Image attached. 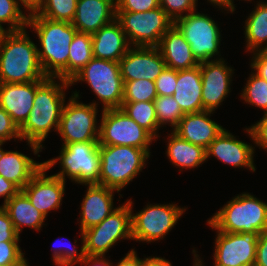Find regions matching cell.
Returning <instances> with one entry per match:
<instances>
[{
    "label": "cell",
    "mask_w": 267,
    "mask_h": 266,
    "mask_svg": "<svg viewBox=\"0 0 267 266\" xmlns=\"http://www.w3.org/2000/svg\"><path fill=\"white\" fill-rule=\"evenodd\" d=\"M69 87H71L70 82L67 80L47 77L36 88L32 111L19 128V132L22 141L25 140L34 155L38 157L45 148L42 143L49 133L58 132L62 110L66 102L65 90H68Z\"/></svg>",
    "instance_id": "1"
},
{
    "label": "cell",
    "mask_w": 267,
    "mask_h": 266,
    "mask_svg": "<svg viewBox=\"0 0 267 266\" xmlns=\"http://www.w3.org/2000/svg\"><path fill=\"white\" fill-rule=\"evenodd\" d=\"M37 34L41 48L38 58L46 77L67 80V65L70 44L77 32L72 23L53 21L37 13L28 18L27 28Z\"/></svg>",
    "instance_id": "2"
},
{
    "label": "cell",
    "mask_w": 267,
    "mask_h": 266,
    "mask_svg": "<svg viewBox=\"0 0 267 266\" xmlns=\"http://www.w3.org/2000/svg\"><path fill=\"white\" fill-rule=\"evenodd\" d=\"M26 30L6 31L1 39L0 83H26L47 78L39 62L38 46Z\"/></svg>",
    "instance_id": "3"
},
{
    "label": "cell",
    "mask_w": 267,
    "mask_h": 266,
    "mask_svg": "<svg viewBox=\"0 0 267 266\" xmlns=\"http://www.w3.org/2000/svg\"><path fill=\"white\" fill-rule=\"evenodd\" d=\"M208 222L226 233H263L267 231V202L242 192L226 202Z\"/></svg>",
    "instance_id": "4"
},
{
    "label": "cell",
    "mask_w": 267,
    "mask_h": 266,
    "mask_svg": "<svg viewBox=\"0 0 267 266\" xmlns=\"http://www.w3.org/2000/svg\"><path fill=\"white\" fill-rule=\"evenodd\" d=\"M99 185L121 192L146 168L150 150L121 145H99Z\"/></svg>",
    "instance_id": "5"
},
{
    "label": "cell",
    "mask_w": 267,
    "mask_h": 266,
    "mask_svg": "<svg viewBox=\"0 0 267 266\" xmlns=\"http://www.w3.org/2000/svg\"><path fill=\"white\" fill-rule=\"evenodd\" d=\"M56 158L44 161L49 171L59 161L61 169L56 174L66 181V178L76 184H98L100 177V154L98 141L76 142L62 145Z\"/></svg>",
    "instance_id": "6"
},
{
    "label": "cell",
    "mask_w": 267,
    "mask_h": 266,
    "mask_svg": "<svg viewBox=\"0 0 267 266\" xmlns=\"http://www.w3.org/2000/svg\"><path fill=\"white\" fill-rule=\"evenodd\" d=\"M69 82L70 86L86 82L103 104L102 110L122 107L124 82L119 62L93 57Z\"/></svg>",
    "instance_id": "7"
},
{
    "label": "cell",
    "mask_w": 267,
    "mask_h": 266,
    "mask_svg": "<svg viewBox=\"0 0 267 266\" xmlns=\"http://www.w3.org/2000/svg\"><path fill=\"white\" fill-rule=\"evenodd\" d=\"M79 98V91L76 90L67 100V104H64L57 132L63 140L62 145L99 141L100 124L97 123V114L100 104L95 100L85 104Z\"/></svg>",
    "instance_id": "8"
},
{
    "label": "cell",
    "mask_w": 267,
    "mask_h": 266,
    "mask_svg": "<svg viewBox=\"0 0 267 266\" xmlns=\"http://www.w3.org/2000/svg\"><path fill=\"white\" fill-rule=\"evenodd\" d=\"M131 199L106 217L100 224L83 231L86 255L106 256V253L121 240H132Z\"/></svg>",
    "instance_id": "9"
},
{
    "label": "cell",
    "mask_w": 267,
    "mask_h": 266,
    "mask_svg": "<svg viewBox=\"0 0 267 266\" xmlns=\"http://www.w3.org/2000/svg\"><path fill=\"white\" fill-rule=\"evenodd\" d=\"M174 25L190 44L191 51L199 63L223 59L219 51L222 30L220 31L219 25L212 17L194 11L176 20Z\"/></svg>",
    "instance_id": "10"
},
{
    "label": "cell",
    "mask_w": 267,
    "mask_h": 266,
    "mask_svg": "<svg viewBox=\"0 0 267 266\" xmlns=\"http://www.w3.org/2000/svg\"><path fill=\"white\" fill-rule=\"evenodd\" d=\"M116 20L130 46L157 47L164 33L174 25L161 7L145 12H116Z\"/></svg>",
    "instance_id": "11"
},
{
    "label": "cell",
    "mask_w": 267,
    "mask_h": 266,
    "mask_svg": "<svg viewBox=\"0 0 267 266\" xmlns=\"http://www.w3.org/2000/svg\"><path fill=\"white\" fill-rule=\"evenodd\" d=\"M141 211L131 210L132 240L152 243L165 239L188 207L177 204H148ZM167 234V235H166Z\"/></svg>",
    "instance_id": "12"
},
{
    "label": "cell",
    "mask_w": 267,
    "mask_h": 266,
    "mask_svg": "<svg viewBox=\"0 0 267 266\" xmlns=\"http://www.w3.org/2000/svg\"><path fill=\"white\" fill-rule=\"evenodd\" d=\"M101 113L99 145H121L150 150L151 144L157 141L122 109H107Z\"/></svg>",
    "instance_id": "13"
},
{
    "label": "cell",
    "mask_w": 267,
    "mask_h": 266,
    "mask_svg": "<svg viewBox=\"0 0 267 266\" xmlns=\"http://www.w3.org/2000/svg\"><path fill=\"white\" fill-rule=\"evenodd\" d=\"M216 231L214 239V266H254L259 233H226Z\"/></svg>",
    "instance_id": "14"
},
{
    "label": "cell",
    "mask_w": 267,
    "mask_h": 266,
    "mask_svg": "<svg viewBox=\"0 0 267 266\" xmlns=\"http://www.w3.org/2000/svg\"><path fill=\"white\" fill-rule=\"evenodd\" d=\"M202 76V104L203 109L215 112L224 99L229 96L234 74L233 67H229L224 59L211 60L200 63Z\"/></svg>",
    "instance_id": "15"
},
{
    "label": "cell",
    "mask_w": 267,
    "mask_h": 266,
    "mask_svg": "<svg viewBox=\"0 0 267 266\" xmlns=\"http://www.w3.org/2000/svg\"><path fill=\"white\" fill-rule=\"evenodd\" d=\"M119 65L123 81H155L167 67L159 48L149 46H131Z\"/></svg>",
    "instance_id": "16"
},
{
    "label": "cell",
    "mask_w": 267,
    "mask_h": 266,
    "mask_svg": "<svg viewBox=\"0 0 267 266\" xmlns=\"http://www.w3.org/2000/svg\"><path fill=\"white\" fill-rule=\"evenodd\" d=\"M47 171L43 165L21 190L45 217L51 210L61 208L67 182L53 174L48 176Z\"/></svg>",
    "instance_id": "17"
},
{
    "label": "cell",
    "mask_w": 267,
    "mask_h": 266,
    "mask_svg": "<svg viewBox=\"0 0 267 266\" xmlns=\"http://www.w3.org/2000/svg\"><path fill=\"white\" fill-rule=\"evenodd\" d=\"M255 147L245 141L238 140L230 131L224 129L206 149V159L215 157L223 164L233 168H246L256 171L254 163Z\"/></svg>",
    "instance_id": "18"
},
{
    "label": "cell",
    "mask_w": 267,
    "mask_h": 266,
    "mask_svg": "<svg viewBox=\"0 0 267 266\" xmlns=\"http://www.w3.org/2000/svg\"><path fill=\"white\" fill-rule=\"evenodd\" d=\"M86 193L81 203L80 232L100 224L118 207H114V192L118 191L98 184L84 185Z\"/></svg>",
    "instance_id": "19"
},
{
    "label": "cell",
    "mask_w": 267,
    "mask_h": 266,
    "mask_svg": "<svg viewBox=\"0 0 267 266\" xmlns=\"http://www.w3.org/2000/svg\"><path fill=\"white\" fill-rule=\"evenodd\" d=\"M43 81L26 83H0V107L20 128L32 111L36 88Z\"/></svg>",
    "instance_id": "20"
},
{
    "label": "cell",
    "mask_w": 267,
    "mask_h": 266,
    "mask_svg": "<svg viewBox=\"0 0 267 266\" xmlns=\"http://www.w3.org/2000/svg\"><path fill=\"white\" fill-rule=\"evenodd\" d=\"M213 111L203 110L190 114H184L175 134L188 142L207 149L209 144L225 129L211 118Z\"/></svg>",
    "instance_id": "21"
},
{
    "label": "cell",
    "mask_w": 267,
    "mask_h": 266,
    "mask_svg": "<svg viewBox=\"0 0 267 266\" xmlns=\"http://www.w3.org/2000/svg\"><path fill=\"white\" fill-rule=\"evenodd\" d=\"M116 19V0H78L71 22L78 32L94 34Z\"/></svg>",
    "instance_id": "22"
},
{
    "label": "cell",
    "mask_w": 267,
    "mask_h": 266,
    "mask_svg": "<svg viewBox=\"0 0 267 266\" xmlns=\"http://www.w3.org/2000/svg\"><path fill=\"white\" fill-rule=\"evenodd\" d=\"M93 57L119 62L131 47L120 23L115 19L91 35Z\"/></svg>",
    "instance_id": "23"
},
{
    "label": "cell",
    "mask_w": 267,
    "mask_h": 266,
    "mask_svg": "<svg viewBox=\"0 0 267 266\" xmlns=\"http://www.w3.org/2000/svg\"><path fill=\"white\" fill-rule=\"evenodd\" d=\"M157 47L170 69H191L200 64L194 57L190 44L175 25L164 33Z\"/></svg>",
    "instance_id": "24"
},
{
    "label": "cell",
    "mask_w": 267,
    "mask_h": 266,
    "mask_svg": "<svg viewBox=\"0 0 267 266\" xmlns=\"http://www.w3.org/2000/svg\"><path fill=\"white\" fill-rule=\"evenodd\" d=\"M202 76L200 64L191 69L177 71L175 92L172 95L184 114L203 111Z\"/></svg>",
    "instance_id": "25"
},
{
    "label": "cell",
    "mask_w": 267,
    "mask_h": 266,
    "mask_svg": "<svg viewBox=\"0 0 267 266\" xmlns=\"http://www.w3.org/2000/svg\"><path fill=\"white\" fill-rule=\"evenodd\" d=\"M43 165V162H36L33 158L17 150H3L0 145V175L15 184L20 190Z\"/></svg>",
    "instance_id": "26"
},
{
    "label": "cell",
    "mask_w": 267,
    "mask_h": 266,
    "mask_svg": "<svg viewBox=\"0 0 267 266\" xmlns=\"http://www.w3.org/2000/svg\"><path fill=\"white\" fill-rule=\"evenodd\" d=\"M166 156L170 163L180 169L198 168L206 159V149L202 146L192 144L187 140L182 139L173 131L167 137Z\"/></svg>",
    "instance_id": "27"
},
{
    "label": "cell",
    "mask_w": 267,
    "mask_h": 266,
    "mask_svg": "<svg viewBox=\"0 0 267 266\" xmlns=\"http://www.w3.org/2000/svg\"><path fill=\"white\" fill-rule=\"evenodd\" d=\"M7 211L14 228L20 236L23 227L40 231L46 217L40 213L30 202L27 196L20 190L3 206Z\"/></svg>",
    "instance_id": "28"
},
{
    "label": "cell",
    "mask_w": 267,
    "mask_h": 266,
    "mask_svg": "<svg viewBox=\"0 0 267 266\" xmlns=\"http://www.w3.org/2000/svg\"><path fill=\"white\" fill-rule=\"evenodd\" d=\"M244 24L245 52H257L267 45V1H256Z\"/></svg>",
    "instance_id": "29"
},
{
    "label": "cell",
    "mask_w": 267,
    "mask_h": 266,
    "mask_svg": "<svg viewBox=\"0 0 267 266\" xmlns=\"http://www.w3.org/2000/svg\"><path fill=\"white\" fill-rule=\"evenodd\" d=\"M92 58L91 34L77 31L69 48L67 81H70Z\"/></svg>",
    "instance_id": "30"
},
{
    "label": "cell",
    "mask_w": 267,
    "mask_h": 266,
    "mask_svg": "<svg viewBox=\"0 0 267 266\" xmlns=\"http://www.w3.org/2000/svg\"><path fill=\"white\" fill-rule=\"evenodd\" d=\"M121 109L155 139L159 136V124L153 101L122 102Z\"/></svg>",
    "instance_id": "31"
},
{
    "label": "cell",
    "mask_w": 267,
    "mask_h": 266,
    "mask_svg": "<svg viewBox=\"0 0 267 266\" xmlns=\"http://www.w3.org/2000/svg\"><path fill=\"white\" fill-rule=\"evenodd\" d=\"M249 75L241 90L240 99L244 103L260 108L264 111V115H267V81L252 70Z\"/></svg>",
    "instance_id": "32"
},
{
    "label": "cell",
    "mask_w": 267,
    "mask_h": 266,
    "mask_svg": "<svg viewBox=\"0 0 267 266\" xmlns=\"http://www.w3.org/2000/svg\"><path fill=\"white\" fill-rule=\"evenodd\" d=\"M153 103L156 110L159 128L169 125L172 128L170 131H173L184 116L178 102L172 95H165L157 96Z\"/></svg>",
    "instance_id": "33"
},
{
    "label": "cell",
    "mask_w": 267,
    "mask_h": 266,
    "mask_svg": "<svg viewBox=\"0 0 267 266\" xmlns=\"http://www.w3.org/2000/svg\"><path fill=\"white\" fill-rule=\"evenodd\" d=\"M28 18L29 15L22 10L18 0H0V27L3 28L4 23H8L5 31L26 29Z\"/></svg>",
    "instance_id": "34"
},
{
    "label": "cell",
    "mask_w": 267,
    "mask_h": 266,
    "mask_svg": "<svg viewBox=\"0 0 267 266\" xmlns=\"http://www.w3.org/2000/svg\"><path fill=\"white\" fill-rule=\"evenodd\" d=\"M78 0H46L44 6L37 13L53 21L72 22L77 7Z\"/></svg>",
    "instance_id": "35"
},
{
    "label": "cell",
    "mask_w": 267,
    "mask_h": 266,
    "mask_svg": "<svg viewBox=\"0 0 267 266\" xmlns=\"http://www.w3.org/2000/svg\"><path fill=\"white\" fill-rule=\"evenodd\" d=\"M123 82V102L154 101V99L158 96L155 81L139 79Z\"/></svg>",
    "instance_id": "36"
},
{
    "label": "cell",
    "mask_w": 267,
    "mask_h": 266,
    "mask_svg": "<svg viewBox=\"0 0 267 266\" xmlns=\"http://www.w3.org/2000/svg\"><path fill=\"white\" fill-rule=\"evenodd\" d=\"M80 236H81V248L78 251L77 248V240H74V246L68 243L67 244H61L59 247H53L51 248L52 252V259H53V263L56 266H75L76 264H78L79 262H81L83 260V258L85 257V249H84V237H83V232H80ZM60 244V243H59ZM57 244V245H59ZM65 245V246H64Z\"/></svg>",
    "instance_id": "37"
},
{
    "label": "cell",
    "mask_w": 267,
    "mask_h": 266,
    "mask_svg": "<svg viewBox=\"0 0 267 266\" xmlns=\"http://www.w3.org/2000/svg\"><path fill=\"white\" fill-rule=\"evenodd\" d=\"M197 0H160V7L175 22L191 12L197 11Z\"/></svg>",
    "instance_id": "38"
},
{
    "label": "cell",
    "mask_w": 267,
    "mask_h": 266,
    "mask_svg": "<svg viewBox=\"0 0 267 266\" xmlns=\"http://www.w3.org/2000/svg\"><path fill=\"white\" fill-rule=\"evenodd\" d=\"M24 255L18 242H0V266H22Z\"/></svg>",
    "instance_id": "39"
},
{
    "label": "cell",
    "mask_w": 267,
    "mask_h": 266,
    "mask_svg": "<svg viewBox=\"0 0 267 266\" xmlns=\"http://www.w3.org/2000/svg\"><path fill=\"white\" fill-rule=\"evenodd\" d=\"M20 140L19 127L14 123L10 115L0 107V145L11 140Z\"/></svg>",
    "instance_id": "40"
},
{
    "label": "cell",
    "mask_w": 267,
    "mask_h": 266,
    "mask_svg": "<svg viewBox=\"0 0 267 266\" xmlns=\"http://www.w3.org/2000/svg\"><path fill=\"white\" fill-rule=\"evenodd\" d=\"M177 82V70L166 67L155 80L158 96H170L175 92Z\"/></svg>",
    "instance_id": "41"
},
{
    "label": "cell",
    "mask_w": 267,
    "mask_h": 266,
    "mask_svg": "<svg viewBox=\"0 0 267 266\" xmlns=\"http://www.w3.org/2000/svg\"><path fill=\"white\" fill-rule=\"evenodd\" d=\"M251 125L250 127L246 126L244 132L249 135L255 147L265 149L267 152V115L263 114V117L259 121Z\"/></svg>",
    "instance_id": "42"
},
{
    "label": "cell",
    "mask_w": 267,
    "mask_h": 266,
    "mask_svg": "<svg viewBox=\"0 0 267 266\" xmlns=\"http://www.w3.org/2000/svg\"><path fill=\"white\" fill-rule=\"evenodd\" d=\"M160 7V0H116V12H145Z\"/></svg>",
    "instance_id": "43"
},
{
    "label": "cell",
    "mask_w": 267,
    "mask_h": 266,
    "mask_svg": "<svg viewBox=\"0 0 267 266\" xmlns=\"http://www.w3.org/2000/svg\"><path fill=\"white\" fill-rule=\"evenodd\" d=\"M20 236L16 232L7 211L0 206V242H19Z\"/></svg>",
    "instance_id": "44"
},
{
    "label": "cell",
    "mask_w": 267,
    "mask_h": 266,
    "mask_svg": "<svg viewBox=\"0 0 267 266\" xmlns=\"http://www.w3.org/2000/svg\"><path fill=\"white\" fill-rule=\"evenodd\" d=\"M250 67L252 71L267 81V59L259 52H252Z\"/></svg>",
    "instance_id": "45"
},
{
    "label": "cell",
    "mask_w": 267,
    "mask_h": 266,
    "mask_svg": "<svg viewBox=\"0 0 267 266\" xmlns=\"http://www.w3.org/2000/svg\"><path fill=\"white\" fill-rule=\"evenodd\" d=\"M254 266H267V231L261 233L258 237Z\"/></svg>",
    "instance_id": "46"
},
{
    "label": "cell",
    "mask_w": 267,
    "mask_h": 266,
    "mask_svg": "<svg viewBox=\"0 0 267 266\" xmlns=\"http://www.w3.org/2000/svg\"><path fill=\"white\" fill-rule=\"evenodd\" d=\"M19 191L20 189L15 184L0 175V198L2 197L4 199L1 207Z\"/></svg>",
    "instance_id": "47"
},
{
    "label": "cell",
    "mask_w": 267,
    "mask_h": 266,
    "mask_svg": "<svg viewBox=\"0 0 267 266\" xmlns=\"http://www.w3.org/2000/svg\"><path fill=\"white\" fill-rule=\"evenodd\" d=\"M147 259L148 257L143 259L139 258L135 248H132L115 266H145ZM112 266H114L113 263Z\"/></svg>",
    "instance_id": "48"
},
{
    "label": "cell",
    "mask_w": 267,
    "mask_h": 266,
    "mask_svg": "<svg viewBox=\"0 0 267 266\" xmlns=\"http://www.w3.org/2000/svg\"><path fill=\"white\" fill-rule=\"evenodd\" d=\"M46 0H18L20 7L25 9L27 15L38 13L44 6ZM29 11V12H28Z\"/></svg>",
    "instance_id": "49"
},
{
    "label": "cell",
    "mask_w": 267,
    "mask_h": 266,
    "mask_svg": "<svg viewBox=\"0 0 267 266\" xmlns=\"http://www.w3.org/2000/svg\"><path fill=\"white\" fill-rule=\"evenodd\" d=\"M82 266H112V262L106 256L100 255H85L83 260L79 262Z\"/></svg>",
    "instance_id": "50"
},
{
    "label": "cell",
    "mask_w": 267,
    "mask_h": 266,
    "mask_svg": "<svg viewBox=\"0 0 267 266\" xmlns=\"http://www.w3.org/2000/svg\"><path fill=\"white\" fill-rule=\"evenodd\" d=\"M145 266H172V263L164 257L149 256Z\"/></svg>",
    "instance_id": "51"
},
{
    "label": "cell",
    "mask_w": 267,
    "mask_h": 266,
    "mask_svg": "<svg viewBox=\"0 0 267 266\" xmlns=\"http://www.w3.org/2000/svg\"><path fill=\"white\" fill-rule=\"evenodd\" d=\"M207 2L212 4L213 7L215 6L216 8H219L218 10H222V12L223 9L226 11V0H207Z\"/></svg>",
    "instance_id": "52"
},
{
    "label": "cell",
    "mask_w": 267,
    "mask_h": 266,
    "mask_svg": "<svg viewBox=\"0 0 267 266\" xmlns=\"http://www.w3.org/2000/svg\"><path fill=\"white\" fill-rule=\"evenodd\" d=\"M241 1V0H240ZM242 1H249L250 3L253 1V0H242ZM234 0H226V13H233L234 11H236V4H234Z\"/></svg>",
    "instance_id": "53"
},
{
    "label": "cell",
    "mask_w": 267,
    "mask_h": 266,
    "mask_svg": "<svg viewBox=\"0 0 267 266\" xmlns=\"http://www.w3.org/2000/svg\"><path fill=\"white\" fill-rule=\"evenodd\" d=\"M197 253L198 251H196L195 249L192 250V254L194 257L193 266H205V263H203L204 260H202Z\"/></svg>",
    "instance_id": "54"
},
{
    "label": "cell",
    "mask_w": 267,
    "mask_h": 266,
    "mask_svg": "<svg viewBox=\"0 0 267 266\" xmlns=\"http://www.w3.org/2000/svg\"><path fill=\"white\" fill-rule=\"evenodd\" d=\"M267 59V45L259 51Z\"/></svg>",
    "instance_id": "55"
},
{
    "label": "cell",
    "mask_w": 267,
    "mask_h": 266,
    "mask_svg": "<svg viewBox=\"0 0 267 266\" xmlns=\"http://www.w3.org/2000/svg\"><path fill=\"white\" fill-rule=\"evenodd\" d=\"M5 32H6L5 31V28H1L0 27V43H1V39H2V37H3V35H4Z\"/></svg>",
    "instance_id": "56"
},
{
    "label": "cell",
    "mask_w": 267,
    "mask_h": 266,
    "mask_svg": "<svg viewBox=\"0 0 267 266\" xmlns=\"http://www.w3.org/2000/svg\"><path fill=\"white\" fill-rule=\"evenodd\" d=\"M22 266H30V265L29 262L26 261Z\"/></svg>",
    "instance_id": "57"
}]
</instances>
